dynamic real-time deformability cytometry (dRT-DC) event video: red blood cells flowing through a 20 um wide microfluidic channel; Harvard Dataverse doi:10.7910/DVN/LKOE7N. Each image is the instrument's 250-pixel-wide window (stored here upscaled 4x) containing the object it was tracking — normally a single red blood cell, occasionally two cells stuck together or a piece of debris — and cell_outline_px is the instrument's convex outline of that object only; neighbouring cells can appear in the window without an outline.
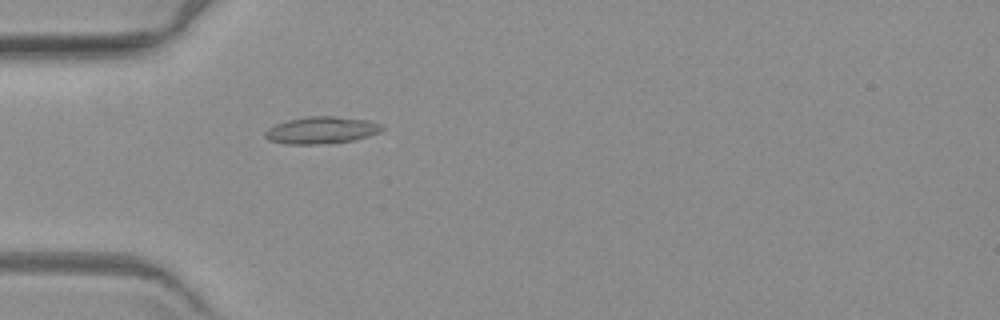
{"species": "common noctule bat (a hibernating species)", "species_latin": "Nyctalus noctula", "temperature_condition": "warm", "stored_images_in_passage": 6, "camera_frame_rate_fps": 3000, "um_per_image_px": 0.085, "animal": {"sex": "female", "body_mass_g": 19.3, "forearm_length_mm": 54.1}, "frame": {"image": 1, "passage_image": 5, "time_ms": 6.0, "image_size_px": [1000, 320], "cell_outline_px": [[384, 128], [380, 132], [368, 136], [352, 140], [316, 144], [288, 144], [268, 140], [264, 136], [264, 132], [268, 128], [276, 124], [288, 120], [308, 116], [336, 116], [368, 120], [380, 124]], "centroid_in_image_um": [27.3, 11.06], "position_along_channel_um": 57.7, "area_um2": 18.26}}